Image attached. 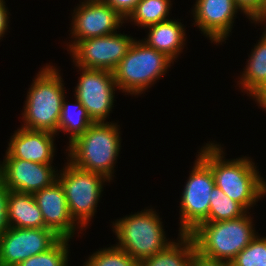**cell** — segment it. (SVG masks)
<instances>
[{"instance_id":"2e32d148","label":"cell","mask_w":266,"mask_h":266,"mask_svg":"<svg viewBox=\"0 0 266 266\" xmlns=\"http://www.w3.org/2000/svg\"><path fill=\"white\" fill-rule=\"evenodd\" d=\"M48 131L18 128L10 138L7 152L13 158H20L41 164H52L55 156L54 138Z\"/></svg>"},{"instance_id":"d6a6232c","label":"cell","mask_w":266,"mask_h":266,"mask_svg":"<svg viewBox=\"0 0 266 266\" xmlns=\"http://www.w3.org/2000/svg\"><path fill=\"white\" fill-rule=\"evenodd\" d=\"M256 23V24H262L263 22V24L262 25H264L265 23H266V10L263 12V13H261L259 16H257V17H255L252 21H251V23ZM266 24L264 25V28L265 29H263L264 31H263V34H262V36L261 37H263L265 40H266Z\"/></svg>"},{"instance_id":"6da1fadb","label":"cell","mask_w":266,"mask_h":266,"mask_svg":"<svg viewBox=\"0 0 266 266\" xmlns=\"http://www.w3.org/2000/svg\"><path fill=\"white\" fill-rule=\"evenodd\" d=\"M221 144L206 143L198 156L211 168L215 186L248 212L266 195V180L248 157L226 160ZM254 205V206H253Z\"/></svg>"},{"instance_id":"83f0119b","label":"cell","mask_w":266,"mask_h":266,"mask_svg":"<svg viewBox=\"0 0 266 266\" xmlns=\"http://www.w3.org/2000/svg\"><path fill=\"white\" fill-rule=\"evenodd\" d=\"M9 189L0 177V235H2L9 227L7 214V199Z\"/></svg>"},{"instance_id":"9c48e42d","label":"cell","mask_w":266,"mask_h":266,"mask_svg":"<svg viewBox=\"0 0 266 266\" xmlns=\"http://www.w3.org/2000/svg\"><path fill=\"white\" fill-rule=\"evenodd\" d=\"M134 41L135 39L130 35L116 32L80 40L70 49L67 48V51H70L75 66L112 72Z\"/></svg>"},{"instance_id":"8fae6325","label":"cell","mask_w":266,"mask_h":266,"mask_svg":"<svg viewBox=\"0 0 266 266\" xmlns=\"http://www.w3.org/2000/svg\"><path fill=\"white\" fill-rule=\"evenodd\" d=\"M73 11L70 31L74 40L67 43L69 49L80 40L116 33L125 23V18L105 0H83Z\"/></svg>"},{"instance_id":"52a82bcc","label":"cell","mask_w":266,"mask_h":266,"mask_svg":"<svg viewBox=\"0 0 266 266\" xmlns=\"http://www.w3.org/2000/svg\"><path fill=\"white\" fill-rule=\"evenodd\" d=\"M65 164L63 171L57 173V180L64 189L71 217L83 230L95 216L104 182L110 183V180L102 174L80 169L69 161Z\"/></svg>"},{"instance_id":"ffe728a7","label":"cell","mask_w":266,"mask_h":266,"mask_svg":"<svg viewBox=\"0 0 266 266\" xmlns=\"http://www.w3.org/2000/svg\"><path fill=\"white\" fill-rule=\"evenodd\" d=\"M258 40L251 50V55L244 71L241 73L240 80L238 81L239 88L252 97L264 85H266V40L263 37Z\"/></svg>"},{"instance_id":"4fadbf2b","label":"cell","mask_w":266,"mask_h":266,"mask_svg":"<svg viewBox=\"0 0 266 266\" xmlns=\"http://www.w3.org/2000/svg\"><path fill=\"white\" fill-rule=\"evenodd\" d=\"M5 155L0 162V177L10 191L34 194L57 180L58 169L55 171L51 164L13 158L7 151Z\"/></svg>"},{"instance_id":"f546056e","label":"cell","mask_w":266,"mask_h":266,"mask_svg":"<svg viewBox=\"0 0 266 266\" xmlns=\"http://www.w3.org/2000/svg\"><path fill=\"white\" fill-rule=\"evenodd\" d=\"M123 18H127L139 0H105Z\"/></svg>"},{"instance_id":"9a60e30c","label":"cell","mask_w":266,"mask_h":266,"mask_svg":"<svg viewBox=\"0 0 266 266\" xmlns=\"http://www.w3.org/2000/svg\"><path fill=\"white\" fill-rule=\"evenodd\" d=\"M33 196L41 210L45 228L51 229L58 237L65 239H72L79 228L82 231L70 215L64 189L58 180Z\"/></svg>"},{"instance_id":"484cf974","label":"cell","mask_w":266,"mask_h":266,"mask_svg":"<svg viewBox=\"0 0 266 266\" xmlns=\"http://www.w3.org/2000/svg\"><path fill=\"white\" fill-rule=\"evenodd\" d=\"M229 263L230 266H266V236L256 235Z\"/></svg>"},{"instance_id":"d6986e66","label":"cell","mask_w":266,"mask_h":266,"mask_svg":"<svg viewBox=\"0 0 266 266\" xmlns=\"http://www.w3.org/2000/svg\"><path fill=\"white\" fill-rule=\"evenodd\" d=\"M179 240L170 243L164 250L139 262V266H190L196 249L190 234L178 233Z\"/></svg>"},{"instance_id":"277c9868","label":"cell","mask_w":266,"mask_h":266,"mask_svg":"<svg viewBox=\"0 0 266 266\" xmlns=\"http://www.w3.org/2000/svg\"><path fill=\"white\" fill-rule=\"evenodd\" d=\"M249 213L234 220L200 223L189 233L196 250L207 257L231 262L258 233Z\"/></svg>"},{"instance_id":"5b68a950","label":"cell","mask_w":266,"mask_h":266,"mask_svg":"<svg viewBox=\"0 0 266 266\" xmlns=\"http://www.w3.org/2000/svg\"><path fill=\"white\" fill-rule=\"evenodd\" d=\"M161 220L153 208L117 219L112 222L116 246L138 262L154 256L173 242L166 238Z\"/></svg>"},{"instance_id":"d4e9b609","label":"cell","mask_w":266,"mask_h":266,"mask_svg":"<svg viewBox=\"0 0 266 266\" xmlns=\"http://www.w3.org/2000/svg\"><path fill=\"white\" fill-rule=\"evenodd\" d=\"M83 266H139V262L123 249L113 245L89 255Z\"/></svg>"},{"instance_id":"ba28073f","label":"cell","mask_w":266,"mask_h":266,"mask_svg":"<svg viewBox=\"0 0 266 266\" xmlns=\"http://www.w3.org/2000/svg\"><path fill=\"white\" fill-rule=\"evenodd\" d=\"M189 174L180 202L179 233L182 234H189L208 217L215 186L211 168L198 155Z\"/></svg>"},{"instance_id":"f1b7e54d","label":"cell","mask_w":266,"mask_h":266,"mask_svg":"<svg viewBox=\"0 0 266 266\" xmlns=\"http://www.w3.org/2000/svg\"><path fill=\"white\" fill-rule=\"evenodd\" d=\"M190 266H230V263L227 261L207 257L195 249L193 251Z\"/></svg>"},{"instance_id":"7402d4cb","label":"cell","mask_w":266,"mask_h":266,"mask_svg":"<svg viewBox=\"0 0 266 266\" xmlns=\"http://www.w3.org/2000/svg\"><path fill=\"white\" fill-rule=\"evenodd\" d=\"M171 0H139L134 10L125 19L135 25L147 28L156 23L169 20Z\"/></svg>"},{"instance_id":"44dd1931","label":"cell","mask_w":266,"mask_h":266,"mask_svg":"<svg viewBox=\"0 0 266 266\" xmlns=\"http://www.w3.org/2000/svg\"><path fill=\"white\" fill-rule=\"evenodd\" d=\"M70 104L64 98L62 101L61 116L58 124V132L69 134V143L83 134L94 122L88 116L86 109L78 99Z\"/></svg>"},{"instance_id":"e0dca14e","label":"cell","mask_w":266,"mask_h":266,"mask_svg":"<svg viewBox=\"0 0 266 266\" xmlns=\"http://www.w3.org/2000/svg\"><path fill=\"white\" fill-rule=\"evenodd\" d=\"M175 19H169L164 22L156 23L147 27L149 33L147 38L142 39L148 47L165 54L172 61L177 59L178 55L184 49L186 42L185 26ZM184 27V28H183Z\"/></svg>"},{"instance_id":"3957f363","label":"cell","mask_w":266,"mask_h":266,"mask_svg":"<svg viewBox=\"0 0 266 266\" xmlns=\"http://www.w3.org/2000/svg\"><path fill=\"white\" fill-rule=\"evenodd\" d=\"M60 70L46 64L37 73L22 111V128L58 133L62 101L66 98Z\"/></svg>"},{"instance_id":"4316f807","label":"cell","mask_w":266,"mask_h":266,"mask_svg":"<svg viewBox=\"0 0 266 266\" xmlns=\"http://www.w3.org/2000/svg\"><path fill=\"white\" fill-rule=\"evenodd\" d=\"M234 3L249 20H253L266 10V0H234Z\"/></svg>"},{"instance_id":"cb8c5ba5","label":"cell","mask_w":266,"mask_h":266,"mask_svg":"<svg viewBox=\"0 0 266 266\" xmlns=\"http://www.w3.org/2000/svg\"><path fill=\"white\" fill-rule=\"evenodd\" d=\"M69 240L60 238L47 251L31 256L17 266H68Z\"/></svg>"},{"instance_id":"4dcf8cb0","label":"cell","mask_w":266,"mask_h":266,"mask_svg":"<svg viewBox=\"0 0 266 266\" xmlns=\"http://www.w3.org/2000/svg\"><path fill=\"white\" fill-rule=\"evenodd\" d=\"M8 8H6L5 1L0 0V40L2 37L5 35V32L8 30V23L10 22L9 19V13H8Z\"/></svg>"},{"instance_id":"603a6c76","label":"cell","mask_w":266,"mask_h":266,"mask_svg":"<svg viewBox=\"0 0 266 266\" xmlns=\"http://www.w3.org/2000/svg\"><path fill=\"white\" fill-rule=\"evenodd\" d=\"M248 211L238 202L229 198L221 189L214 186L210 195L208 217L203 222L234 220Z\"/></svg>"},{"instance_id":"5bb4252c","label":"cell","mask_w":266,"mask_h":266,"mask_svg":"<svg viewBox=\"0 0 266 266\" xmlns=\"http://www.w3.org/2000/svg\"><path fill=\"white\" fill-rule=\"evenodd\" d=\"M238 11L234 0H196L192 11L193 24L212 43L220 44L229 37Z\"/></svg>"},{"instance_id":"1f68e13d","label":"cell","mask_w":266,"mask_h":266,"mask_svg":"<svg viewBox=\"0 0 266 266\" xmlns=\"http://www.w3.org/2000/svg\"><path fill=\"white\" fill-rule=\"evenodd\" d=\"M252 98L257 102L258 107L260 106L261 108L266 111V85H264L258 92H256Z\"/></svg>"},{"instance_id":"30bf717a","label":"cell","mask_w":266,"mask_h":266,"mask_svg":"<svg viewBox=\"0 0 266 266\" xmlns=\"http://www.w3.org/2000/svg\"><path fill=\"white\" fill-rule=\"evenodd\" d=\"M75 67L82 73L74 88L75 99L80 101L94 123L106 122L114 107L115 90L118 89L113 73L102 69Z\"/></svg>"},{"instance_id":"7c38bea8","label":"cell","mask_w":266,"mask_h":266,"mask_svg":"<svg viewBox=\"0 0 266 266\" xmlns=\"http://www.w3.org/2000/svg\"><path fill=\"white\" fill-rule=\"evenodd\" d=\"M58 237L48 228L9 227L0 235V266H17L50 249Z\"/></svg>"},{"instance_id":"7a4b0ae2","label":"cell","mask_w":266,"mask_h":266,"mask_svg":"<svg viewBox=\"0 0 266 266\" xmlns=\"http://www.w3.org/2000/svg\"><path fill=\"white\" fill-rule=\"evenodd\" d=\"M118 123L96 122L75 138L66 151L67 160L74 166L104 175L113 180L114 165L121 148Z\"/></svg>"},{"instance_id":"ac0fdd59","label":"cell","mask_w":266,"mask_h":266,"mask_svg":"<svg viewBox=\"0 0 266 266\" xmlns=\"http://www.w3.org/2000/svg\"><path fill=\"white\" fill-rule=\"evenodd\" d=\"M7 214L10 227L45 228L41 210L33 194L9 191Z\"/></svg>"},{"instance_id":"8992f818","label":"cell","mask_w":266,"mask_h":266,"mask_svg":"<svg viewBox=\"0 0 266 266\" xmlns=\"http://www.w3.org/2000/svg\"><path fill=\"white\" fill-rule=\"evenodd\" d=\"M172 61L165 54L135 39L127 54L112 71L118 90L140 95L165 75Z\"/></svg>"}]
</instances>
